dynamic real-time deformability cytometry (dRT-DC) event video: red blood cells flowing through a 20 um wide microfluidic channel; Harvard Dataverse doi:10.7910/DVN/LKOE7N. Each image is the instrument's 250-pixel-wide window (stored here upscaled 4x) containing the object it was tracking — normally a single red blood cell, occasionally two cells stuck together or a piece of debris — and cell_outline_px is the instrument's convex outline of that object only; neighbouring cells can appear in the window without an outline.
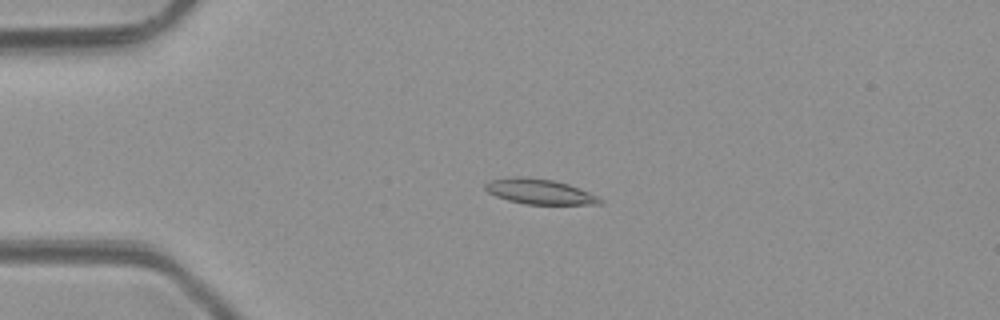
{"species": "common noctule bat (a hibernating species)", "species_latin": "Nyctalus noctula", "temperature_condition": "room temperature", "stored_images_in_passage": 3, "camera_frame_rate_fps": 3000, "um_per_image_px": 0.085, "animal": {"sex": "male", "body_mass_g": 23.1, "forearm_length_mm": 52.7}, "frame": {"image": 1, "passage_image": 2, "time_ms": 1.333, "image_size_px": [1000, 320], "cell_outline_px": [[604, 200], [600, 204], [524, 204], [508, 200], [496, 196], [488, 192], [484, 188], [484, 184], [488, 180], [512, 176], [524, 176], [552, 180], [568, 184], [588, 192]], "centroid_in_image_um": [45.8, 16.27], "position_along_channel_um": 39.2, "area_um2": 16.82}}